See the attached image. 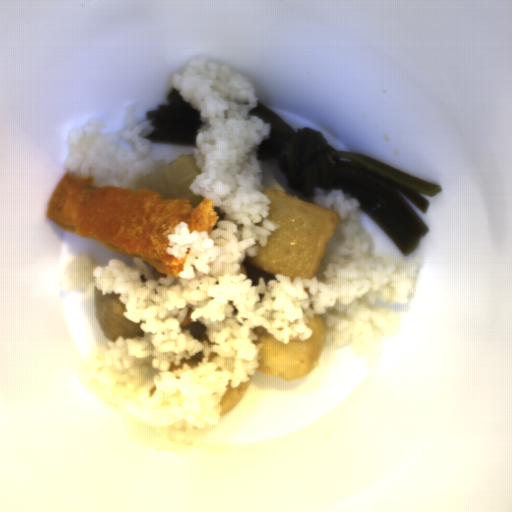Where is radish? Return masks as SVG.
I'll return each instance as SVG.
<instances>
[{
	"mask_svg": "<svg viewBox=\"0 0 512 512\" xmlns=\"http://www.w3.org/2000/svg\"><path fill=\"white\" fill-rule=\"evenodd\" d=\"M199 174L204 173L198 167L194 154H184L138 180L135 189L155 192L165 200L187 199L194 207L204 200L202 195L196 196L190 189Z\"/></svg>",
	"mask_w": 512,
	"mask_h": 512,
	"instance_id": "obj_1",
	"label": "radish"
}]
</instances>
